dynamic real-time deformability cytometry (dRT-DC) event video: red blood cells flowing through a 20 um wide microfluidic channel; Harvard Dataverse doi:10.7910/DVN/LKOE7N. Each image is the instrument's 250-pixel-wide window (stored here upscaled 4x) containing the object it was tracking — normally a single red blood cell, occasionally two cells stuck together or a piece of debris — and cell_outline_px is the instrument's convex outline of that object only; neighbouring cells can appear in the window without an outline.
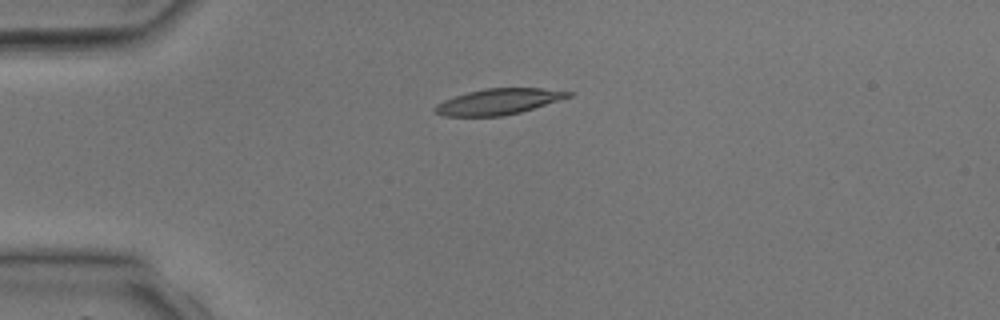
{"species": "common noctule bat (a hibernating species)", "species_latin": "Nyctalus noctula", "temperature_condition": "room temperature", "stored_images_in_passage": 31, "camera_frame_rate_fps": 3000, "um_per_image_px": 0.085, "animal": {"sex": "male", "body_mass_g": 17.9, "forearm_length_mm": 54.2}, "frame": {"image": 1, "passage_image": 1, "time_ms": 0.0, "image_size_px": [1000, 320], "cell_outline_px": [[572, 96], [560, 100], [520, 112], [500, 116], [444, 116], [436, 112], [432, 108], [436, 104], [444, 100], [468, 92], [484, 88], [540, 88], [572, 92]], "centroid_in_image_um": [42.35, 8.63], "position_along_channel_um": 42.6, "area_um2": 19.88}}
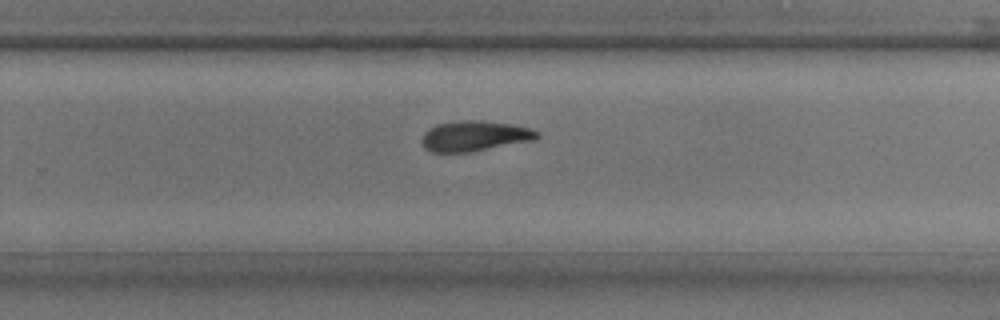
{"frame": {"image": 2, "passage_image": 17, "time_ms": 5.333, "image_size_px": [1000, 320], "cell_outline_px": [[540, 136], [536, 140], [472, 152], [432, 152], [424, 148], [420, 140], [424, 132], [428, 128], [436, 124], [464, 120], [484, 120], [512, 124], [528, 128], [540, 132]], "centroid_in_image_um": [40.34, 11.56], "position_along_channel_um": 289.5, "area_um2": 20.75}}
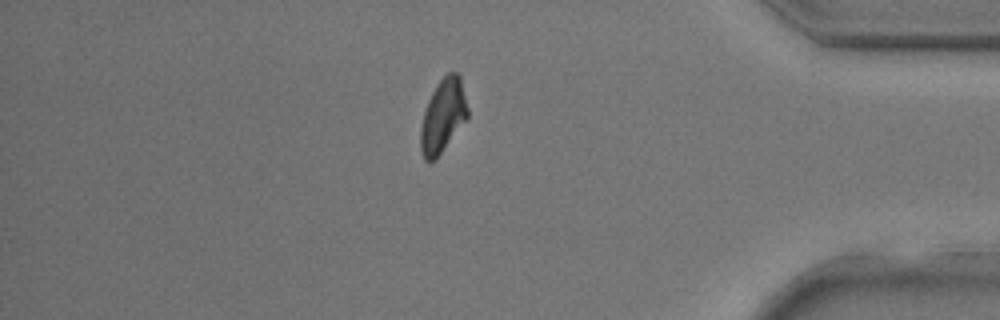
{"frame": {"image": 3, "passage_image": 25, "time_ms": 8.0, "image_size_px": [1000, 320], "cell_outline_px": [[468, 116], [436, 160], [428, 164], [424, 160], [420, 152], [420, 128], [424, 112], [428, 100], [436, 84], [448, 72], [456, 72], [460, 76], [468, 108]], "centroid_in_image_um": [37.62, 9.89], "position_along_channel_um": 397.6, "area_um2": 20.23}}